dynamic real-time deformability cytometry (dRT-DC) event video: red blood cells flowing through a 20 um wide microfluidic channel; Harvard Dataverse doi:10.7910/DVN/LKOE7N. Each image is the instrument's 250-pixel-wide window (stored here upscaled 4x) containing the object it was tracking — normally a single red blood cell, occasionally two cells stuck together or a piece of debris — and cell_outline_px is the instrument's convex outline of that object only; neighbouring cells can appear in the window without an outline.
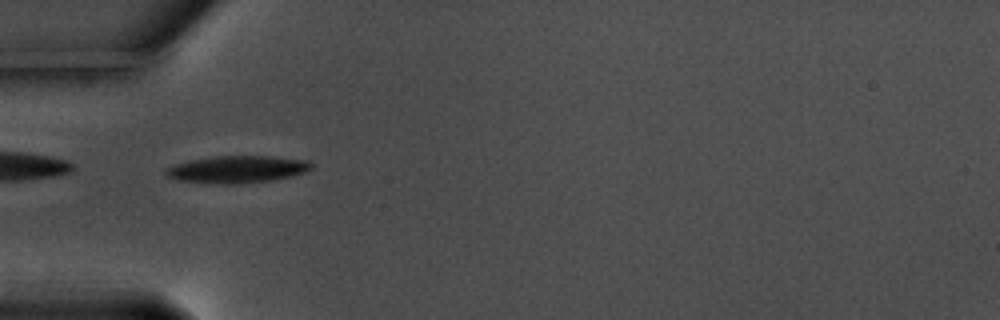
{"species": "common noctule bat (a hibernating species)", "species_latin": "Nyctalus noctula", "temperature_condition": "warm", "stored_images_in_passage": 40, "camera_frame_rate_fps": 3000, "um_per_image_px": 0.085, "animal": {"sex": "male", "body_mass_g": 17.5, "forearm_length_mm": 52.3}, "frame": {"image": 1, "passage_image": 1, "time_ms": 0.0, "image_size_px": [1000, 320], "cell_outline_px": [[312, 168], [304, 172], [288, 176], [268, 180], [240, 184], [216, 184], [176, 180], [168, 176], [164, 172], [168, 168], [176, 164], [192, 160], [216, 156], [268, 156], [308, 160], [312, 164]], "centroid_in_image_um": [20.14, 14.39], "position_along_channel_um": 64.9, "area_um2": 22.72}}
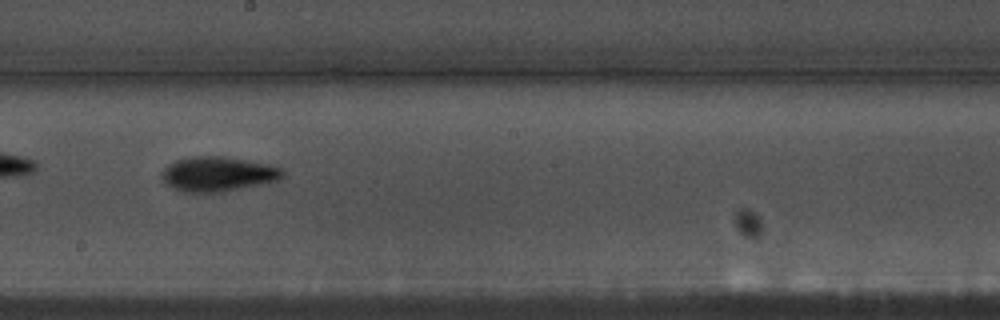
{"frame": {"image": 2, "passage_image": 15, "time_ms": 4.667, "image_size_px": [1000, 320], "cell_outline_px": [[284, 176], [280, 180], [224, 192], [180, 192], [168, 184], [160, 176], [164, 168], [168, 164], [176, 160], [196, 156], [220, 156], [268, 164], [280, 168], [284, 172]], "centroid_in_image_um": [18.52, 14.8], "position_along_channel_um": 229.7, "area_um2": 24.33}}
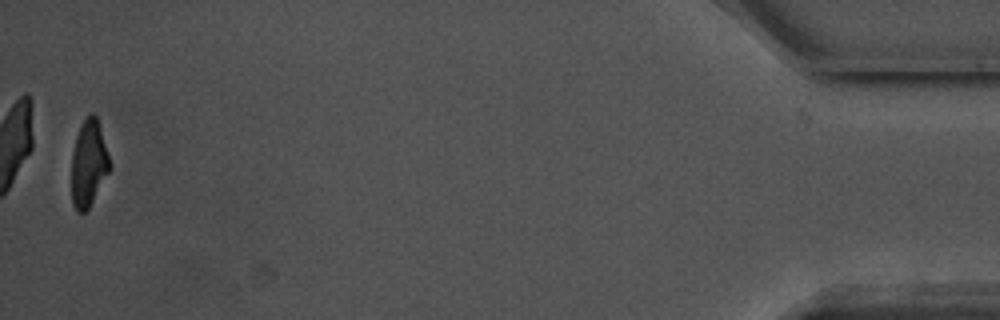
{"frame": {"image": 3, "passage_image": 39, "time_ms": 12.667, "image_size_px": [1000, 320], "cell_outline_px": [[112, 168], [88, 208], [84, 212], [76, 212], [72, 204], [72, 152], [76, 136], [84, 120], [92, 112], [96, 116], [112, 164]], "centroid_in_image_um": [7.55, 13.92], "position_along_channel_um": 427.7, "area_um2": 19.19}, "authors_computed_cell_mechanics": {"area_um2": 21.5016, "velocity_mm_per_s": 3.5708, "shape_relaxation_time_tau1_ms": 2.9598, "shape_relaxation_time_tau2_ms": 4.8583, "deformation_change_tau1": 0.1589, "deformation_change_tau2": 0.131}}